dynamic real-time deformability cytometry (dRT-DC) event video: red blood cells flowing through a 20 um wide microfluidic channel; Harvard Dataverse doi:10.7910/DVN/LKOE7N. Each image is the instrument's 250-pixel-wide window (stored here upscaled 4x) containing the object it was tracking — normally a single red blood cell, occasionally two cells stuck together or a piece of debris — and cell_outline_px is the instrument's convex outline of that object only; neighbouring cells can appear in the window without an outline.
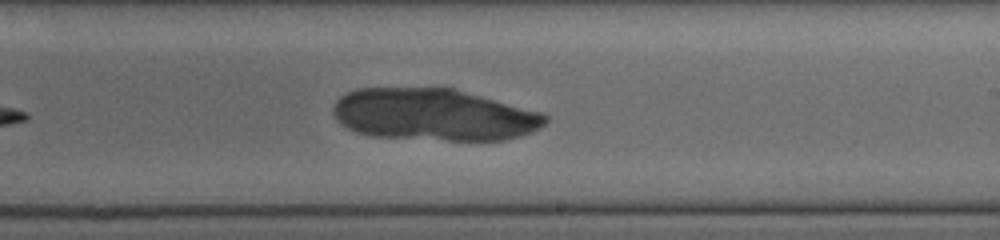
{"species": "human", "species_latin": "Homo sapiens", "temperature_condition": "cold", "stored_images_in_passage": 20, "camera_frame_rate_fps": 3000, "um_per_image_px": 0.085, "donor": {"sex": "female"}, "frame": {"image": 1, "passage_image": 14, "time_ms": 4.667, "image_size_px": [1000, 240], "cell_outline_px": [[548, 120], [540, 128], [532, 132], [520, 136], [504, 140], [448, 140], [368, 136], [344, 128], [336, 120], [332, 112], [332, 108], [336, 100], [340, 96], [356, 88], [452, 88], [540, 112], [548, 116]], "centroid_in_image_um": [36.81, 9.76], "position_along_channel_um": 252.2, "area_um2": 64.39}}